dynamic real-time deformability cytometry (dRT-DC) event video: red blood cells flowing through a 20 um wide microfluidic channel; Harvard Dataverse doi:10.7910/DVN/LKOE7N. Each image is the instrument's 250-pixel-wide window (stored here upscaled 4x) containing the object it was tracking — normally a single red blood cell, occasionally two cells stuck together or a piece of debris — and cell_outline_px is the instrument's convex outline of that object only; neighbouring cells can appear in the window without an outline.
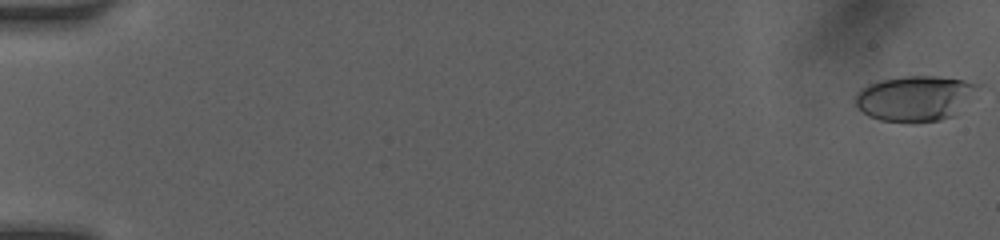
{"species": "human", "species_latin": "Homo sapiens", "temperature_condition": "room temperature", "stored_images_in_passage": 51, "camera_frame_rate_fps": 3000, "um_per_image_px": 0.085, "donor": {"sex": "female"}, "frame": {"image": 1, "passage_image": 1, "time_ms": 0.0, "image_size_px": [1000, 240], "cell_outline_px": [[984, 84], [956, 116], [940, 120], [916, 124], [908, 124], [880, 120], [868, 116], [856, 104], [852, 96], [860, 88], [880, 80], [908, 76], [932, 76], [964, 80]], "centroid_in_image_um": [77.81, 8.38], "position_along_channel_um": 7.2, "area_um2": 33.23}}
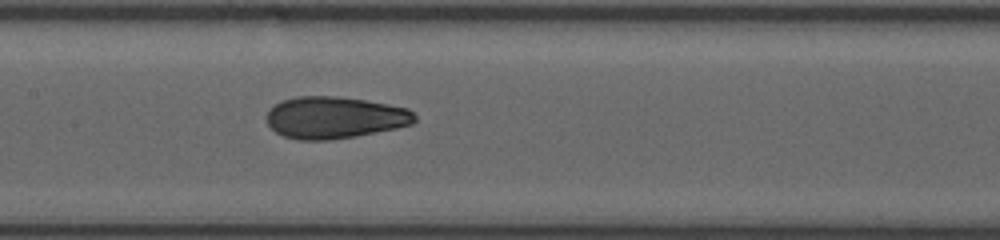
{"frame": {"image": 2, "passage_image": 27, "time_ms": 8.667, "image_size_px": [1000, 240], "cell_outline_px": [[416, 120], [412, 124], [396, 128], [352, 136], [328, 140], [300, 140], [284, 136], [276, 132], [268, 124], [268, 112], [276, 104], [284, 100], [296, 96], [336, 96], [364, 100], [388, 104], [408, 108], [416, 116]], "centroid_in_image_um": [28.46, 9.98], "position_along_channel_um": 178.9, "area_um2": 35.72}}
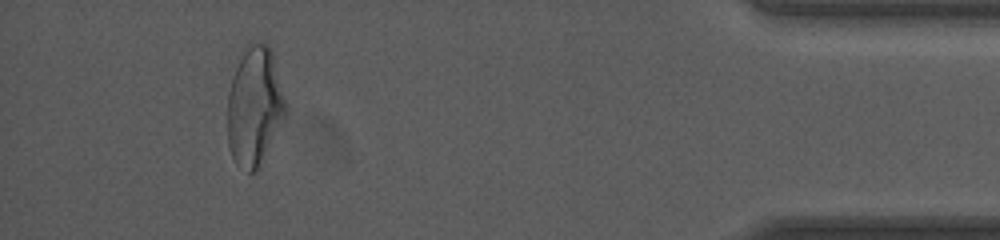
{"frame": {"image": 3, "passage_image": 48, "time_ms": 15.667, "image_size_px": [1000, 240], "cell_outline_px": [[288, 116], [256, 172], [248, 172], [236, 164], [232, 156], [228, 144], [228, 92], [236, 68], [244, 48], [248, 40], [260, 40], [268, 44], [272, 48], [288, 108]], "centroid_in_image_um": [21.68, 9.0], "position_along_channel_um": 413.5, "area_um2": 41.27}, "authors_computed_cell_mechanics": {"area_um2": 35.4892, "velocity_mm_per_s": 4.1272, "shape_relaxation_time_tau1_ms": 5.9125, "shape_relaxation_time_tau2_ms": 0.9855, "deformation_change_tau1": 0.2078, "deformation_change_tau2": 0.072}}